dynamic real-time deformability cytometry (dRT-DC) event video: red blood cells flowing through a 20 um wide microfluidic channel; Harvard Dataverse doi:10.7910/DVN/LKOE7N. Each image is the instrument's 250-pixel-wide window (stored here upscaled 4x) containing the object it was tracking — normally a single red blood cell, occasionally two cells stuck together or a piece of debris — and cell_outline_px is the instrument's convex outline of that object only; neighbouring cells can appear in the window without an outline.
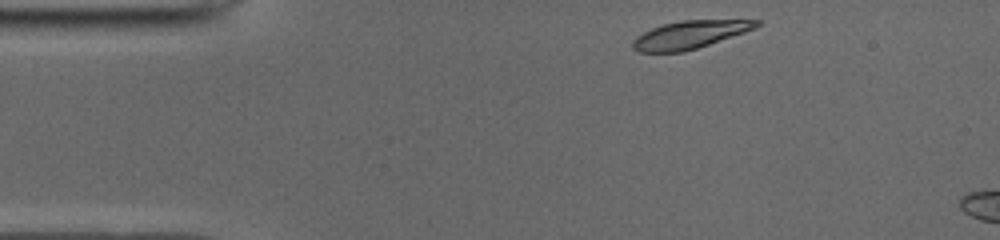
{"species": "common noctule bat (a hibernating species)", "species_latin": "Nyctalus noctula", "temperature_condition": "cold", "stored_images_in_passage": 8, "camera_frame_rate_fps": 3000, "um_per_image_px": 0.085, "animal": {"sex": "male", "body_mass_g": 19.0, "forearm_length_mm": 50.8}, "frame": {"image": 1, "passage_image": 1, "time_ms": 0.0, "image_size_px": [1000, 240], "cell_outline_px": [[764, 20], [756, 28], [684, 52], [640, 52], [632, 48], [632, 40], [636, 36], [652, 28], [664, 24], [680, 20]], "centroid_in_image_um": [58.61, 2.94], "position_along_channel_um": 26.4, "area_um2": 19.88}}